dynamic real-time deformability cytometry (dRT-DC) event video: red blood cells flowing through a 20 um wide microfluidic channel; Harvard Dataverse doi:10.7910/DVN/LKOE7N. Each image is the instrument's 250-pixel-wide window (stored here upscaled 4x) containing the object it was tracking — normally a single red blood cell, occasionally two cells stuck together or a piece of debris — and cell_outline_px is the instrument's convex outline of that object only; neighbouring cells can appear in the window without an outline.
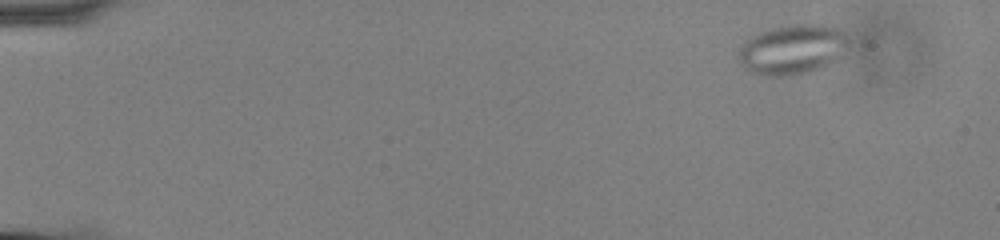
{"species": "common noctule bat (a hibernating species)", "species_latin": "Nyctalus noctula", "temperature_condition": "cold", "stored_images_in_passage": 58, "camera_frame_rate_fps": 3000, "um_per_image_px": 0.085, "animal": {"sex": "male", "body_mass_g": 13.0, "forearm_length_mm": 53.1}, "frame": {"image": 1, "passage_image": 6, "time_ms": 1.667, "image_size_px": [1000, 240], "cell_outline_px": [[868, 44], [824, 68], [792, 76], [764, 76], [748, 72], [744, 68], [736, 56], [744, 40], [748, 36], [764, 28], [792, 24], [824, 24], [864, 32], [868, 40]], "centroid_in_image_um": [67.8, 4.13], "position_along_channel_um": 17.2, "area_um2": 36.47}}
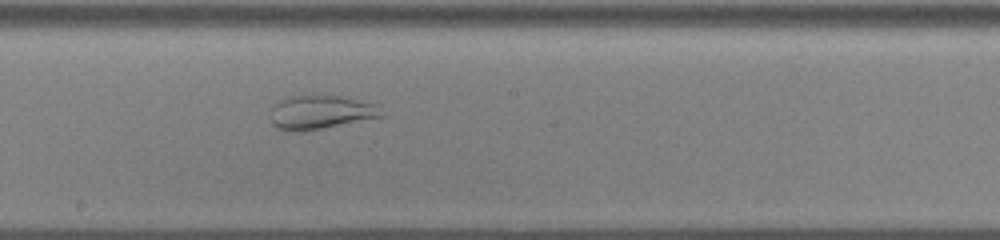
{"frame": {"image": 2, "passage_image": 34, "time_ms": 11.0, "image_size_px": [1000, 240], "cell_outline_px": [[384, 116], [324, 128], [300, 132], [288, 132], [276, 128], [272, 124], [272, 108], [276, 100], [284, 96], [340, 96], [376, 104], [384, 112]], "centroid_in_image_um": [27.21, 9.55], "position_along_channel_um": 221.0, "area_um2": 22.02}}
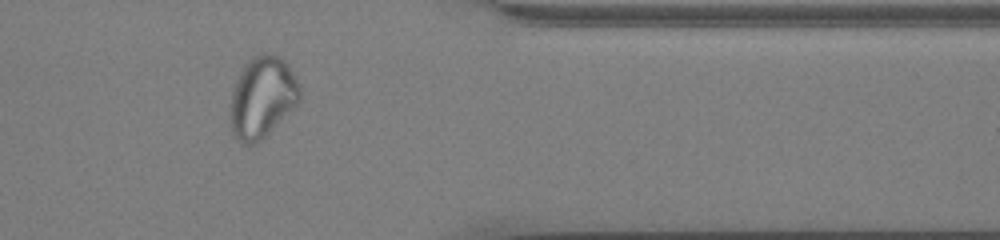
{"frame": {"image": 3, "passage_image": 49, "time_ms": 16.0, "image_size_px": [1000, 240], "cell_outline_px": [[300, 100], [256, 144], [244, 144], [232, 132], [228, 112], [232, 88], [244, 64], [252, 56], [260, 52], [268, 52], [284, 60], [288, 64], [300, 88]], "centroid_in_image_um": [22.24, 8.23], "position_along_channel_um": 389.2, "area_um2": 32.83}}